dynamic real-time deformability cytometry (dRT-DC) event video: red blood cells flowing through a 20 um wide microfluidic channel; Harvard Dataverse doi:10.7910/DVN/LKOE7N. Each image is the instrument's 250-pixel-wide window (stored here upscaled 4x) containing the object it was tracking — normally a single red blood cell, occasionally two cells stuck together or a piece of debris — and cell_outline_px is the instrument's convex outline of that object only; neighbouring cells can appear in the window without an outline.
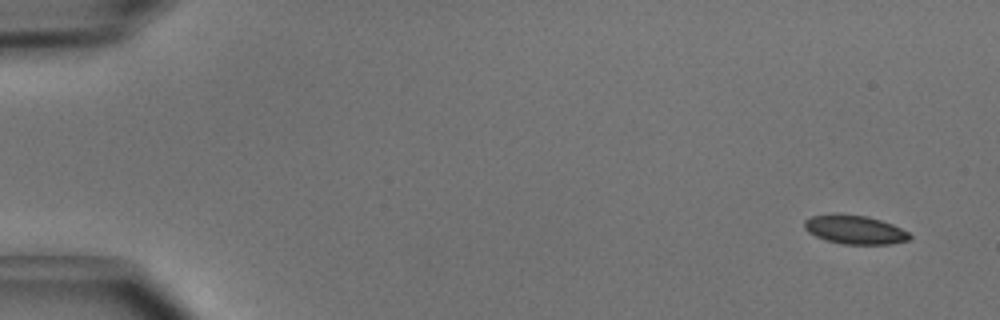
{"species": "common noctule bat (a hibernating species)", "species_latin": "Nyctalus noctula", "temperature_condition": "cold", "stored_images_in_passage": 5, "camera_frame_rate_fps": 3000, "um_per_image_px": 0.085, "animal": {"sex": "male", "body_mass_g": 15.6}, "frame": {"image": 1, "passage_image": 1, "time_ms": 0.0, "image_size_px": [1000, 320], "cell_outline_px": [[912, 236], [908, 240], [888, 244], [844, 244], [828, 240], [816, 236], [808, 232], [804, 228], [804, 220], [812, 216], [836, 212], [868, 216], [892, 224], [908, 232]], "centroid_in_image_um": [72.63, 19.49], "position_along_channel_um": 12.4, "area_um2": 17.74}}
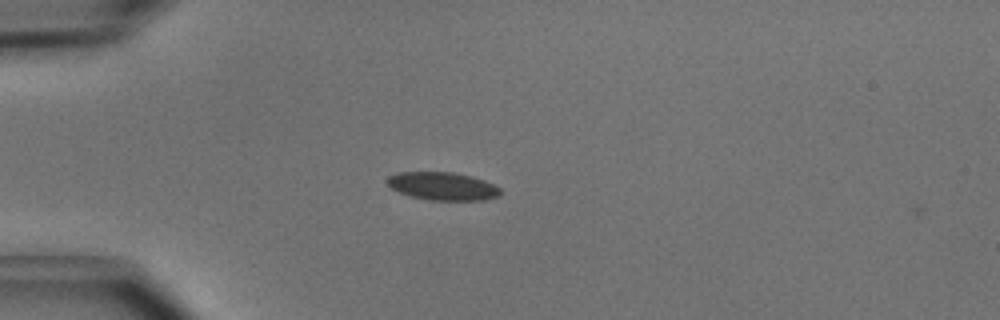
{"frame": {"image": 2, "passage_image": 4, "time_ms": 1.0, "image_size_px": [1000, 320], "cell_outline_px": [[500, 192], [496, 196], [484, 200], [432, 200], [412, 196], [400, 192], [392, 188], [384, 180], [388, 176], [396, 172], [452, 172], [472, 176], [484, 180], [500, 188]], "centroid_in_image_um": [37.59, 15.81], "position_along_channel_um": 47.4, "area_um2": 18.32}}